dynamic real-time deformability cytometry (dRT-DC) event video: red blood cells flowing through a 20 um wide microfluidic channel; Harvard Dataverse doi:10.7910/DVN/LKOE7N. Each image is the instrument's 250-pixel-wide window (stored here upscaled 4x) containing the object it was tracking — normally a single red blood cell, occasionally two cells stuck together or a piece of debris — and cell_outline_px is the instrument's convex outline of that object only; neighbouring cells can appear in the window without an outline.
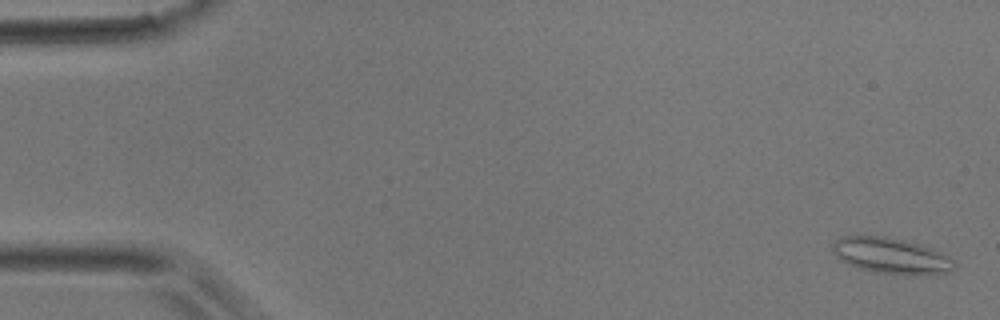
{"species": "common noctule bat (a hibernating species)", "species_latin": "Nyctalus noctula", "temperature_condition": "room temperature", "stored_images_in_passage": 5, "camera_frame_rate_fps": 3000, "um_per_image_px": 0.085, "animal": {"sex": "male", "body_mass_g": 17.9}, "frame": {"image": 1, "passage_image": 1, "time_ms": 0.0, "image_size_px": [1000, 320], "cell_outline_px": [[956, 268], [952, 272], [924, 276], [908, 276], [872, 272], [848, 264], [840, 260], [832, 252], [832, 244], [840, 236], [884, 236], [904, 240], [920, 244], [944, 252], [956, 264]], "centroid_in_image_um": [75.8, 21.77], "position_along_channel_um": 9.2, "area_um2": 26.18}}